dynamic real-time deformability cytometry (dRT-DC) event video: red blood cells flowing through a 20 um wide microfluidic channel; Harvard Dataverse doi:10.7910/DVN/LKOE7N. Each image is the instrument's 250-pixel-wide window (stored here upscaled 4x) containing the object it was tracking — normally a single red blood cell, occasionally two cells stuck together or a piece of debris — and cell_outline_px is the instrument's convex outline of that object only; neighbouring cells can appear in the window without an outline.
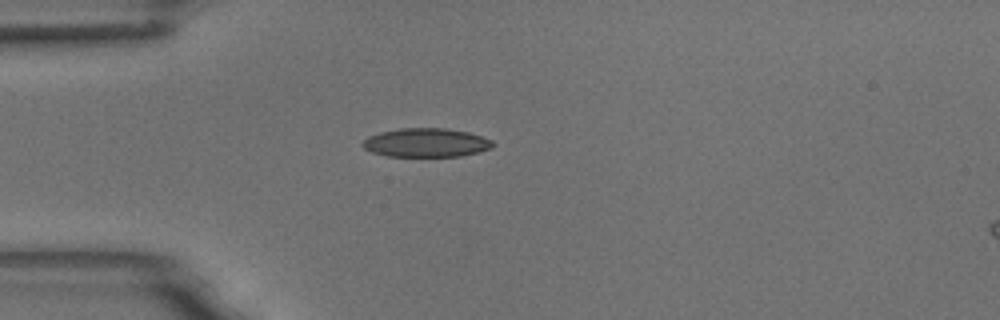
{"species": "common noctule bat (a hibernating species)", "species_latin": "Nyctalus noctula", "temperature_condition": "room temperature", "stored_images_in_passage": 1, "camera_frame_rate_fps": 3000, "um_per_image_px": 0.085, "animal": {"sex": "male", "body_mass_g": 18.8}, "frame": {"image": 1, "passage_image": 1, "time_ms": 0.0, "image_size_px": [1000, 320], "cell_outline_px": [[496, 144], [492, 148], [460, 156], [388, 156], [372, 152], [364, 148], [360, 144], [368, 136], [380, 132], [400, 128], [444, 128], [468, 132], [492, 140]], "centroid_in_image_um": [36.21, 12.12], "position_along_channel_um": 48.8, "area_um2": 21.79}}